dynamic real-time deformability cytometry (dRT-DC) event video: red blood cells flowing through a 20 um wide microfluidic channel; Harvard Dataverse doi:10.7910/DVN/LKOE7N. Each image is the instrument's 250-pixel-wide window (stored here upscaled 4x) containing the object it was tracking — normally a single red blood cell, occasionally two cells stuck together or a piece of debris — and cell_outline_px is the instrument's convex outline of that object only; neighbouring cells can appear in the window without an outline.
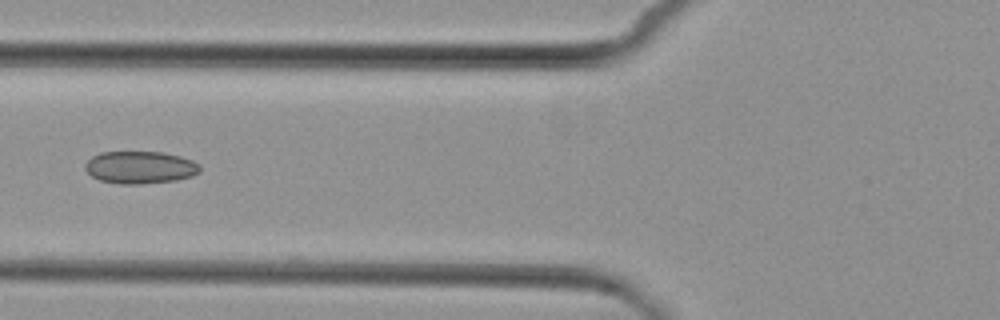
{"species": "common noctule bat (a hibernating species)", "species_latin": "Nyctalus noctula", "temperature_condition": "cold", "stored_images_in_passage": 5, "camera_frame_rate_fps": 3000, "um_per_image_px": 0.085, "animal": {"sex": "female", "body_mass_g": 29.2, "forearm_length_mm": 56.3}, "frame": {"image": 1, "passage_image": 5, "time_ms": 5.667, "image_size_px": [1000, 320], "cell_outline_px": [[200, 172], [192, 176], [176, 180], [140, 184], [120, 184], [100, 180], [92, 176], [84, 168], [84, 164], [92, 156], [100, 152], [164, 152], [180, 156], [192, 160], [200, 164]], "centroid_in_image_um": [11.91, 14.22], "position_along_channel_um": 113.9, "area_um2": 21.79}}